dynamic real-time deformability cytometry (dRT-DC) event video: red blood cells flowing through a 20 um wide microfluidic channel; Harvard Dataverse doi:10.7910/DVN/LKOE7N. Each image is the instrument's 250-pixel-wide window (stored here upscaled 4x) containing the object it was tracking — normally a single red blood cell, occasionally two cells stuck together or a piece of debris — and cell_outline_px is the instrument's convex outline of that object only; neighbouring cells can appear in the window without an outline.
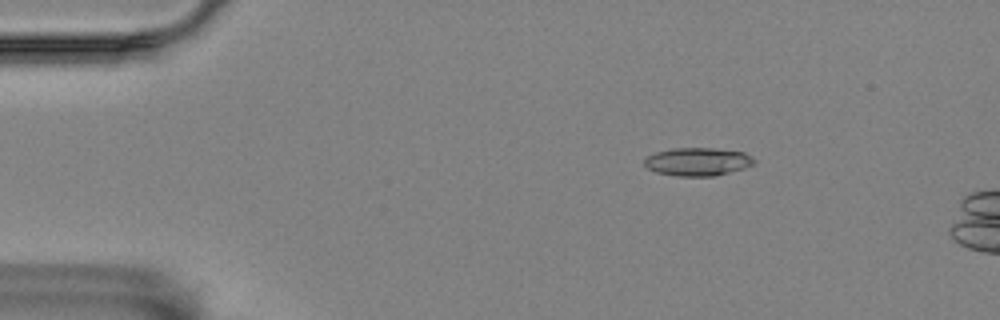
{"species": "Egyptian fruit bat (a non-hibernating species)", "species_latin": "Rousettus aegyptiacus", "temperature_condition": "room temperature", "stored_images_in_passage": 15, "camera_frame_rate_fps": 3000, "um_per_image_px": 0.085, "animal": {"sex": "female"}, "frame": {"image": 1, "passage_image": 3, "time_ms": 0.667, "image_size_px": [1000, 320], "cell_outline_px": [[756, 164], [744, 168], [712, 176], [676, 176], [656, 172], [648, 168], [644, 164], [644, 160], [648, 156], [656, 152], [672, 148], [712, 148], [744, 152], [752, 156], [756, 160]], "centroid_in_image_um": [59.32, 13.74], "position_along_channel_um": 25.7, "area_um2": 17.98}}
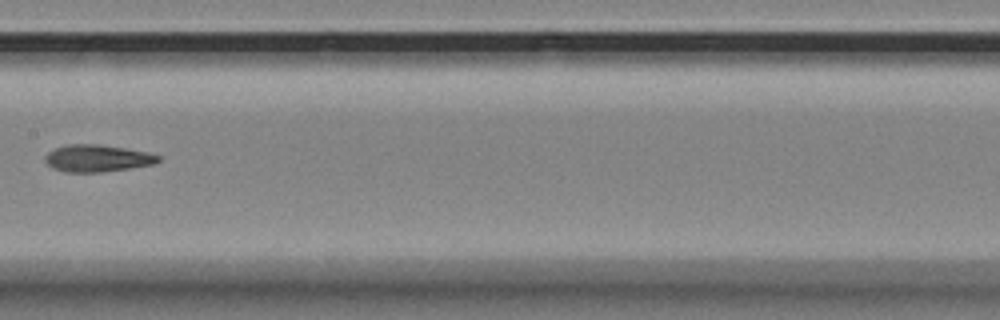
{"frame": {"image": 2, "passage_image": 8, "time_ms": 2.333, "image_size_px": [1000, 320], "cell_outline_px": [[160, 160], [156, 164], [100, 172], [64, 172], [52, 168], [44, 160], [44, 156], [48, 152], [56, 148], [68, 144], [96, 144], [124, 148], [148, 152], [160, 156]], "centroid_in_image_um": [8.26, 13.45], "position_along_channel_um": 199.1, "area_um2": 17.8}}
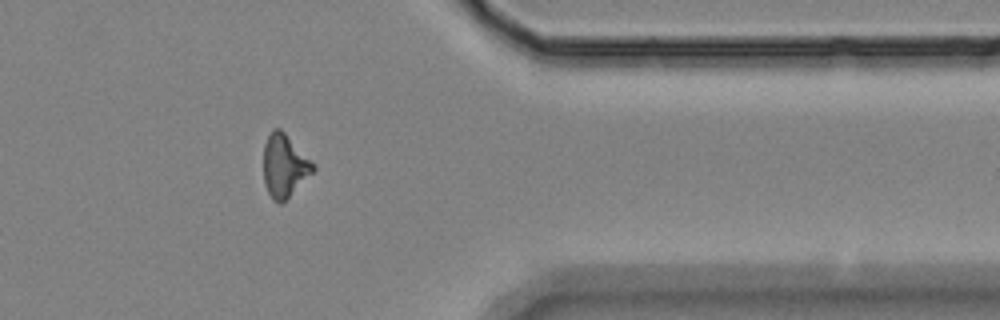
{"frame": {"image": 3, "passage_image": 13, "time_ms": 4.0, "image_size_px": [1000, 320], "cell_outline_px": [[316, 168], [280, 204], [272, 200], [264, 184], [264, 144], [272, 128], [280, 128], [312, 160]], "centroid_in_image_um": [24.15, 14.06], "position_along_channel_um": 387.2, "area_um2": 17.86}}